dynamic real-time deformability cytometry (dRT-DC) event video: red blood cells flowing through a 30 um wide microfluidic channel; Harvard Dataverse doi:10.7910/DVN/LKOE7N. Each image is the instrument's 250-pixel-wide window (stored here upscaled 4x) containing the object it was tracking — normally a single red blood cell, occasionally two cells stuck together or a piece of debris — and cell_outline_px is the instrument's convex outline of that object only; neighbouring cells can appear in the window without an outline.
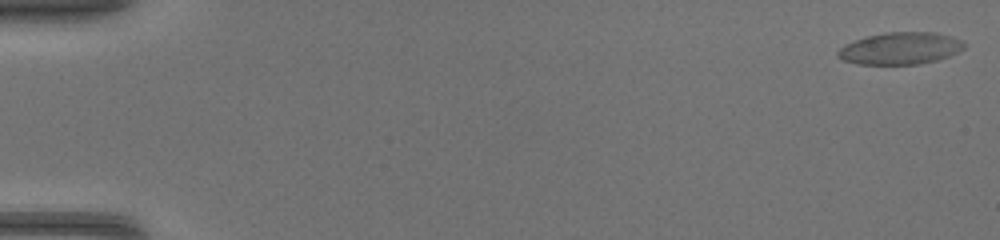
{"species": "common noctule bat (a hibernating species)", "species_latin": "Nyctalus noctula", "temperature_condition": "warm", "stored_images_in_passage": 47, "camera_frame_rate_fps": 3000, "um_per_image_px": 0.085, "animal": {"sex": "female", "body_mass_g": 17.0, "forearm_length_mm": 48.0}, "frame": {"image": 1, "passage_image": 1, "time_ms": 0.0, "image_size_px": [1000, 240], "cell_outline_px": [[964, 48], [948, 56], [936, 60], [920, 64], [860, 64], [844, 60], [836, 56], [836, 52], [844, 44], [868, 36], [884, 32], [936, 32], [952, 36], [964, 40]], "centroid_in_image_um": [76.53, 4.1], "position_along_channel_um": 8.5, "area_um2": 23.58}}
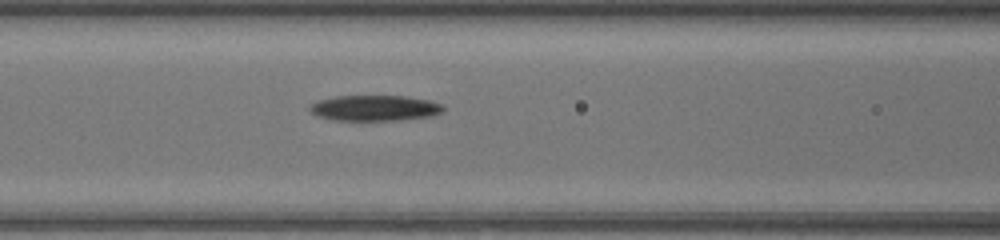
{"frame": {"image": 2, "passage_image": 21, "time_ms": 6.667, "image_size_px": [1000, 240], "cell_outline_px": [[444, 112], [432, 116], [400, 120], [332, 120], [316, 116], [308, 108], [308, 104], [316, 100], [336, 96], [404, 96], [428, 100], [444, 104]], "centroid_in_image_um": [31.83, 9.18], "position_along_channel_um": 134.8, "area_um2": 20.23}}
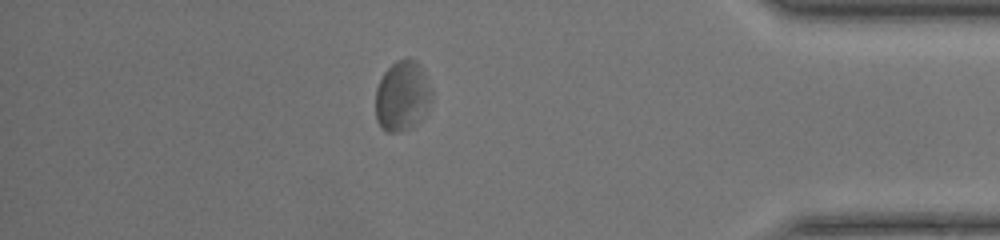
{"frame": {"image": 3, "passage_image": 41, "time_ms": 13.333, "image_size_px": [1000, 240], "cell_outline_px": [[432, 100], [420, 120], [412, 128], [396, 132], [388, 132], [380, 128], [376, 120], [376, 88], [384, 72], [396, 60], [404, 56], [408, 56], [416, 60], [424, 72], [432, 92]], "centroid_in_image_um": [34.19, 8.14], "position_along_channel_um": 401.0, "area_um2": 23.24}}